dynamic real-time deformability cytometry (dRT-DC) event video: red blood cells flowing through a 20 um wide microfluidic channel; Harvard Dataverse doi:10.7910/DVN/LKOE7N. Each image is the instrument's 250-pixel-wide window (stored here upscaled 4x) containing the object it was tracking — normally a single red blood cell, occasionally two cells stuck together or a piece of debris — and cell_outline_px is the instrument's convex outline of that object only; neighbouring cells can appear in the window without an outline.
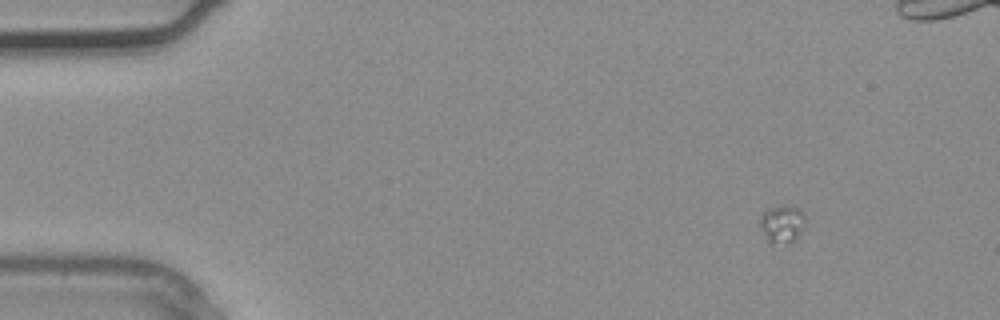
{"species": "common noctule bat (a hibernating species)", "species_latin": "Nyctalus noctula", "temperature_condition": "warm", "stored_images_in_passage": 4, "camera_frame_rate_fps": 3000, "um_per_image_px": 0.085, "animal": {"sex": "male", "body_mass_g": 20.4}, "frame": {"image": 1, "passage_image": 1, "time_ms": 0.0, "image_size_px": [1000, 320], "cell_outline_px": [[804, 216], [800, 232], [792, 244], [768, 244], [764, 236], [760, 224], [760, 216], [768, 208], [780, 204], [784, 204], [800, 208]], "centroid_in_image_um": [66.44, 19.04], "position_along_channel_um": 18.6, "area_um2": 10.17}}